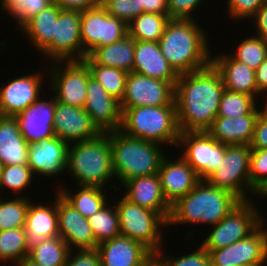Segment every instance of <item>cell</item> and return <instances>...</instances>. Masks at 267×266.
<instances>
[{
    "label": "cell",
    "mask_w": 267,
    "mask_h": 266,
    "mask_svg": "<svg viewBox=\"0 0 267 266\" xmlns=\"http://www.w3.org/2000/svg\"><path fill=\"white\" fill-rule=\"evenodd\" d=\"M143 13H155L169 15L168 0H140Z\"/></svg>",
    "instance_id": "52"
},
{
    "label": "cell",
    "mask_w": 267,
    "mask_h": 266,
    "mask_svg": "<svg viewBox=\"0 0 267 266\" xmlns=\"http://www.w3.org/2000/svg\"><path fill=\"white\" fill-rule=\"evenodd\" d=\"M112 167L122 185L135 177L156 174L163 158L161 144L132 138L120 130L109 131Z\"/></svg>",
    "instance_id": "5"
},
{
    "label": "cell",
    "mask_w": 267,
    "mask_h": 266,
    "mask_svg": "<svg viewBox=\"0 0 267 266\" xmlns=\"http://www.w3.org/2000/svg\"><path fill=\"white\" fill-rule=\"evenodd\" d=\"M30 202L20 195L10 201L0 198V231L24 228Z\"/></svg>",
    "instance_id": "38"
},
{
    "label": "cell",
    "mask_w": 267,
    "mask_h": 266,
    "mask_svg": "<svg viewBox=\"0 0 267 266\" xmlns=\"http://www.w3.org/2000/svg\"><path fill=\"white\" fill-rule=\"evenodd\" d=\"M176 105L175 86L134 72L126 78L125 94L120 102L121 112L141 106Z\"/></svg>",
    "instance_id": "13"
},
{
    "label": "cell",
    "mask_w": 267,
    "mask_h": 266,
    "mask_svg": "<svg viewBox=\"0 0 267 266\" xmlns=\"http://www.w3.org/2000/svg\"><path fill=\"white\" fill-rule=\"evenodd\" d=\"M2 168H3V164L0 162V178H1Z\"/></svg>",
    "instance_id": "58"
},
{
    "label": "cell",
    "mask_w": 267,
    "mask_h": 266,
    "mask_svg": "<svg viewBox=\"0 0 267 266\" xmlns=\"http://www.w3.org/2000/svg\"><path fill=\"white\" fill-rule=\"evenodd\" d=\"M101 266H146L155 255L142 243L118 236L97 245Z\"/></svg>",
    "instance_id": "21"
},
{
    "label": "cell",
    "mask_w": 267,
    "mask_h": 266,
    "mask_svg": "<svg viewBox=\"0 0 267 266\" xmlns=\"http://www.w3.org/2000/svg\"><path fill=\"white\" fill-rule=\"evenodd\" d=\"M51 2L62 10L82 12L96 7L100 3V0H51Z\"/></svg>",
    "instance_id": "50"
},
{
    "label": "cell",
    "mask_w": 267,
    "mask_h": 266,
    "mask_svg": "<svg viewBox=\"0 0 267 266\" xmlns=\"http://www.w3.org/2000/svg\"><path fill=\"white\" fill-rule=\"evenodd\" d=\"M255 20V27L257 29L256 36L267 41V1L258 9L256 14L252 17Z\"/></svg>",
    "instance_id": "51"
},
{
    "label": "cell",
    "mask_w": 267,
    "mask_h": 266,
    "mask_svg": "<svg viewBox=\"0 0 267 266\" xmlns=\"http://www.w3.org/2000/svg\"><path fill=\"white\" fill-rule=\"evenodd\" d=\"M256 98L244 93L224 90L220 103L218 115L220 117L235 118L247 114H259Z\"/></svg>",
    "instance_id": "37"
},
{
    "label": "cell",
    "mask_w": 267,
    "mask_h": 266,
    "mask_svg": "<svg viewBox=\"0 0 267 266\" xmlns=\"http://www.w3.org/2000/svg\"><path fill=\"white\" fill-rule=\"evenodd\" d=\"M53 129L55 136L68 144L93 139L102 133L84 108L59 101H56Z\"/></svg>",
    "instance_id": "16"
},
{
    "label": "cell",
    "mask_w": 267,
    "mask_h": 266,
    "mask_svg": "<svg viewBox=\"0 0 267 266\" xmlns=\"http://www.w3.org/2000/svg\"><path fill=\"white\" fill-rule=\"evenodd\" d=\"M155 257L163 264V266H210L211 256L201 245L194 252L182 255L177 258H170L164 255L162 249Z\"/></svg>",
    "instance_id": "44"
},
{
    "label": "cell",
    "mask_w": 267,
    "mask_h": 266,
    "mask_svg": "<svg viewBox=\"0 0 267 266\" xmlns=\"http://www.w3.org/2000/svg\"><path fill=\"white\" fill-rule=\"evenodd\" d=\"M119 214L120 235L142 243L154 255L161 249L162 227L167 222L155 211L140 207L124 196L115 204Z\"/></svg>",
    "instance_id": "7"
},
{
    "label": "cell",
    "mask_w": 267,
    "mask_h": 266,
    "mask_svg": "<svg viewBox=\"0 0 267 266\" xmlns=\"http://www.w3.org/2000/svg\"><path fill=\"white\" fill-rule=\"evenodd\" d=\"M135 40L126 35L110 45L96 48L89 57L98 65L133 72Z\"/></svg>",
    "instance_id": "30"
},
{
    "label": "cell",
    "mask_w": 267,
    "mask_h": 266,
    "mask_svg": "<svg viewBox=\"0 0 267 266\" xmlns=\"http://www.w3.org/2000/svg\"><path fill=\"white\" fill-rule=\"evenodd\" d=\"M100 4L112 15L126 24L143 13L140 0H100Z\"/></svg>",
    "instance_id": "43"
},
{
    "label": "cell",
    "mask_w": 267,
    "mask_h": 266,
    "mask_svg": "<svg viewBox=\"0 0 267 266\" xmlns=\"http://www.w3.org/2000/svg\"><path fill=\"white\" fill-rule=\"evenodd\" d=\"M110 208L107 203L102 209L88 218L96 248L100 243L120 236L119 214L115 205Z\"/></svg>",
    "instance_id": "36"
},
{
    "label": "cell",
    "mask_w": 267,
    "mask_h": 266,
    "mask_svg": "<svg viewBox=\"0 0 267 266\" xmlns=\"http://www.w3.org/2000/svg\"><path fill=\"white\" fill-rule=\"evenodd\" d=\"M120 131L132 138L176 147L180 134L176 105L127 108Z\"/></svg>",
    "instance_id": "6"
},
{
    "label": "cell",
    "mask_w": 267,
    "mask_h": 266,
    "mask_svg": "<svg viewBox=\"0 0 267 266\" xmlns=\"http://www.w3.org/2000/svg\"><path fill=\"white\" fill-rule=\"evenodd\" d=\"M83 61L89 67L91 76L104 87L110 96L121 102L125 94L128 72L98 65L89 56H86Z\"/></svg>",
    "instance_id": "34"
},
{
    "label": "cell",
    "mask_w": 267,
    "mask_h": 266,
    "mask_svg": "<svg viewBox=\"0 0 267 266\" xmlns=\"http://www.w3.org/2000/svg\"><path fill=\"white\" fill-rule=\"evenodd\" d=\"M236 49L230 56L253 70L267 58V41L256 35L242 40Z\"/></svg>",
    "instance_id": "40"
},
{
    "label": "cell",
    "mask_w": 267,
    "mask_h": 266,
    "mask_svg": "<svg viewBox=\"0 0 267 266\" xmlns=\"http://www.w3.org/2000/svg\"><path fill=\"white\" fill-rule=\"evenodd\" d=\"M263 222L247 238L210 252L214 266H264L267 263V228ZM264 228V229H263Z\"/></svg>",
    "instance_id": "15"
},
{
    "label": "cell",
    "mask_w": 267,
    "mask_h": 266,
    "mask_svg": "<svg viewBox=\"0 0 267 266\" xmlns=\"http://www.w3.org/2000/svg\"><path fill=\"white\" fill-rule=\"evenodd\" d=\"M258 211L252 199L242 201L218 224L212 226L213 230L201 246L210 253L247 238L264 222L260 215L262 213Z\"/></svg>",
    "instance_id": "8"
},
{
    "label": "cell",
    "mask_w": 267,
    "mask_h": 266,
    "mask_svg": "<svg viewBox=\"0 0 267 266\" xmlns=\"http://www.w3.org/2000/svg\"><path fill=\"white\" fill-rule=\"evenodd\" d=\"M267 181V149H251L249 183L256 192Z\"/></svg>",
    "instance_id": "45"
},
{
    "label": "cell",
    "mask_w": 267,
    "mask_h": 266,
    "mask_svg": "<svg viewBox=\"0 0 267 266\" xmlns=\"http://www.w3.org/2000/svg\"><path fill=\"white\" fill-rule=\"evenodd\" d=\"M70 248L60 237H51L31 249L28 258L40 266H66Z\"/></svg>",
    "instance_id": "35"
},
{
    "label": "cell",
    "mask_w": 267,
    "mask_h": 266,
    "mask_svg": "<svg viewBox=\"0 0 267 266\" xmlns=\"http://www.w3.org/2000/svg\"><path fill=\"white\" fill-rule=\"evenodd\" d=\"M211 64L219 72L226 90L244 93L254 98L258 96L255 70L233 59L230 53L212 57Z\"/></svg>",
    "instance_id": "27"
},
{
    "label": "cell",
    "mask_w": 267,
    "mask_h": 266,
    "mask_svg": "<svg viewBox=\"0 0 267 266\" xmlns=\"http://www.w3.org/2000/svg\"><path fill=\"white\" fill-rule=\"evenodd\" d=\"M169 19V15L144 12L127 24L128 35L135 41L158 42Z\"/></svg>",
    "instance_id": "33"
},
{
    "label": "cell",
    "mask_w": 267,
    "mask_h": 266,
    "mask_svg": "<svg viewBox=\"0 0 267 266\" xmlns=\"http://www.w3.org/2000/svg\"><path fill=\"white\" fill-rule=\"evenodd\" d=\"M16 266H40L39 264L33 262L28 257L23 258L21 261L15 264Z\"/></svg>",
    "instance_id": "54"
},
{
    "label": "cell",
    "mask_w": 267,
    "mask_h": 266,
    "mask_svg": "<svg viewBox=\"0 0 267 266\" xmlns=\"http://www.w3.org/2000/svg\"><path fill=\"white\" fill-rule=\"evenodd\" d=\"M56 194H58L59 236L67 243L70 250L74 251L72 247H76L78 250L96 249V240L88 219L75 210L59 193Z\"/></svg>",
    "instance_id": "18"
},
{
    "label": "cell",
    "mask_w": 267,
    "mask_h": 266,
    "mask_svg": "<svg viewBox=\"0 0 267 266\" xmlns=\"http://www.w3.org/2000/svg\"><path fill=\"white\" fill-rule=\"evenodd\" d=\"M257 196L267 197V181L256 191Z\"/></svg>",
    "instance_id": "55"
},
{
    "label": "cell",
    "mask_w": 267,
    "mask_h": 266,
    "mask_svg": "<svg viewBox=\"0 0 267 266\" xmlns=\"http://www.w3.org/2000/svg\"><path fill=\"white\" fill-rule=\"evenodd\" d=\"M265 104L255 122L251 149H267V102Z\"/></svg>",
    "instance_id": "49"
},
{
    "label": "cell",
    "mask_w": 267,
    "mask_h": 266,
    "mask_svg": "<svg viewBox=\"0 0 267 266\" xmlns=\"http://www.w3.org/2000/svg\"><path fill=\"white\" fill-rule=\"evenodd\" d=\"M133 72L174 86L179 76L161 53L158 42L150 41H135Z\"/></svg>",
    "instance_id": "25"
},
{
    "label": "cell",
    "mask_w": 267,
    "mask_h": 266,
    "mask_svg": "<svg viewBox=\"0 0 267 266\" xmlns=\"http://www.w3.org/2000/svg\"><path fill=\"white\" fill-rule=\"evenodd\" d=\"M77 189V193L72 195L69 192L70 190L61 187L60 190L58 189V193L87 219L102 209L107 203H110L109 199H106L105 193H103V188L80 185Z\"/></svg>",
    "instance_id": "32"
},
{
    "label": "cell",
    "mask_w": 267,
    "mask_h": 266,
    "mask_svg": "<svg viewBox=\"0 0 267 266\" xmlns=\"http://www.w3.org/2000/svg\"><path fill=\"white\" fill-rule=\"evenodd\" d=\"M80 32L83 59L96 48L110 45L128 35L127 24L109 15L100 3L96 7L81 12Z\"/></svg>",
    "instance_id": "10"
},
{
    "label": "cell",
    "mask_w": 267,
    "mask_h": 266,
    "mask_svg": "<svg viewBox=\"0 0 267 266\" xmlns=\"http://www.w3.org/2000/svg\"><path fill=\"white\" fill-rule=\"evenodd\" d=\"M84 110L101 132L120 130L122 112L120 102L110 96L92 76L89 77Z\"/></svg>",
    "instance_id": "17"
},
{
    "label": "cell",
    "mask_w": 267,
    "mask_h": 266,
    "mask_svg": "<svg viewBox=\"0 0 267 266\" xmlns=\"http://www.w3.org/2000/svg\"><path fill=\"white\" fill-rule=\"evenodd\" d=\"M182 145L181 157L206 180L223 161L227 144L216 141L207 131L180 132L176 147Z\"/></svg>",
    "instance_id": "11"
},
{
    "label": "cell",
    "mask_w": 267,
    "mask_h": 266,
    "mask_svg": "<svg viewBox=\"0 0 267 266\" xmlns=\"http://www.w3.org/2000/svg\"><path fill=\"white\" fill-rule=\"evenodd\" d=\"M15 0H1L0 4H1V9H7Z\"/></svg>",
    "instance_id": "56"
},
{
    "label": "cell",
    "mask_w": 267,
    "mask_h": 266,
    "mask_svg": "<svg viewBox=\"0 0 267 266\" xmlns=\"http://www.w3.org/2000/svg\"><path fill=\"white\" fill-rule=\"evenodd\" d=\"M52 64L48 70L51 80L49 88H52L55 100L83 108L87 97L88 80L91 76L87 64L84 61H55Z\"/></svg>",
    "instance_id": "12"
},
{
    "label": "cell",
    "mask_w": 267,
    "mask_h": 266,
    "mask_svg": "<svg viewBox=\"0 0 267 266\" xmlns=\"http://www.w3.org/2000/svg\"><path fill=\"white\" fill-rule=\"evenodd\" d=\"M61 11L60 7L52 3L20 29L38 51L42 52L52 42L55 22Z\"/></svg>",
    "instance_id": "31"
},
{
    "label": "cell",
    "mask_w": 267,
    "mask_h": 266,
    "mask_svg": "<svg viewBox=\"0 0 267 266\" xmlns=\"http://www.w3.org/2000/svg\"><path fill=\"white\" fill-rule=\"evenodd\" d=\"M224 90L222 78L212 64L179 75L175 103L180 132L207 131L218 115Z\"/></svg>",
    "instance_id": "1"
},
{
    "label": "cell",
    "mask_w": 267,
    "mask_h": 266,
    "mask_svg": "<svg viewBox=\"0 0 267 266\" xmlns=\"http://www.w3.org/2000/svg\"><path fill=\"white\" fill-rule=\"evenodd\" d=\"M241 202L231 192L200 180L187 195L171 205L167 225L206 223L214 226Z\"/></svg>",
    "instance_id": "3"
},
{
    "label": "cell",
    "mask_w": 267,
    "mask_h": 266,
    "mask_svg": "<svg viewBox=\"0 0 267 266\" xmlns=\"http://www.w3.org/2000/svg\"><path fill=\"white\" fill-rule=\"evenodd\" d=\"M146 266H163V264L154 257Z\"/></svg>",
    "instance_id": "57"
},
{
    "label": "cell",
    "mask_w": 267,
    "mask_h": 266,
    "mask_svg": "<svg viewBox=\"0 0 267 266\" xmlns=\"http://www.w3.org/2000/svg\"><path fill=\"white\" fill-rule=\"evenodd\" d=\"M66 266H101V260L97 249L71 250L66 260Z\"/></svg>",
    "instance_id": "48"
},
{
    "label": "cell",
    "mask_w": 267,
    "mask_h": 266,
    "mask_svg": "<svg viewBox=\"0 0 267 266\" xmlns=\"http://www.w3.org/2000/svg\"><path fill=\"white\" fill-rule=\"evenodd\" d=\"M267 0H228L229 16L233 19L252 18Z\"/></svg>",
    "instance_id": "46"
},
{
    "label": "cell",
    "mask_w": 267,
    "mask_h": 266,
    "mask_svg": "<svg viewBox=\"0 0 267 266\" xmlns=\"http://www.w3.org/2000/svg\"><path fill=\"white\" fill-rule=\"evenodd\" d=\"M29 145L14 117H0V162L3 165L28 164Z\"/></svg>",
    "instance_id": "29"
},
{
    "label": "cell",
    "mask_w": 267,
    "mask_h": 266,
    "mask_svg": "<svg viewBox=\"0 0 267 266\" xmlns=\"http://www.w3.org/2000/svg\"><path fill=\"white\" fill-rule=\"evenodd\" d=\"M71 144L67 151L66 170L76 180L77 187L83 185L103 188L115 177L109 132Z\"/></svg>",
    "instance_id": "4"
},
{
    "label": "cell",
    "mask_w": 267,
    "mask_h": 266,
    "mask_svg": "<svg viewBox=\"0 0 267 266\" xmlns=\"http://www.w3.org/2000/svg\"><path fill=\"white\" fill-rule=\"evenodd\" d=\"M255 78L258 89V96L267 92V58L255 70Z\"/></svg>",
    "instance_id": "53"
},
{
    "label": "cell",
    "mask_w": 267,
    "mask_h": 266,
    "mask_svg": "<svg viewBox=\"0 0 267 266\" xmlns=\"http://www.w3.org/2000/svg\"><path fill=\"white\" fill-rule=\"evenodd\" d=\"M204 1V0H203ZM202 0H168L169 18L193 19V10L201 5Z\"/></svg>",
    "instance_id": "47"
},
{
    "label": "cell",
    "mask_w": 267,
    "mask_h": 266,
    "mask_svg": "<svg viewBox=\"0 0 267 266\" xmlns=\"http://www.w3.org/2000/svg\"><path fill=\"white\" fill-rule=\"evenodd\" d=\"M33 177L32 170L28 164L3 165L0 178V189L3 190L5 187L6 189L13 190L17 194L29 186Z\"/></svg>",
    "instance_id": "41"
},
{
    "label": "cell",
    "mask_w": 267,
    "mask_h": 266,
    "mask_svg": "<svg viewBox=\"0 0 267 266\" xmlns=\"http://www.w3.org/2000/svg\"><path fill=\"white\" fill-rule=\"evenodd\" d=\"M205 34L195 19L168 20L158 44L161 53L178 75L197 71L211 64L213 54L210 53Z\"/></svg>",
    "instance_id": "2"
},
{
    "label": "cell",
    "mask_w": 267,
    "mask_h": 266,
    "mask_svg": "<svg viewBox=\"0 0 267 266\" xmlns=\"http://www.w3.org/2000/svg\"><path fill=\"white\" fill-rule=\"evenodd\" d=\"M259 114L228 118L217 116L207 132L218 142L227 145H250Z\"/></svg>",
    "instance_id": "28"
},
{
    "label": "cell",
    "mask_w": 267,
    "mask_h": 266,
    "mask_svg": "<svg viewBox=\"0 0 267 266\" xmlns=\"http://www.w3.org/2000/svg\"><path fill=\"white\" fill-rule=\"evenodd\" d=\"M28 254L24 228L0 231V261L16 264Z\"/></svg>",
    "instance_id": "39"
},
{
    "label": "cell",
    "mask_w": 267,
    "mask_h": 266,
    "mask_svg": "<svg viewBox=\"0 0 267 266\" xmlns=\"http://www.w3.org/2000/svg\"><path fill=\"white\" fill-rule=\"evenodd\" d=\"M158 175L164 197L170 205L187 195L200 181L197 173L182 157L169 161L165 156Z\"/></svg>",
    "instance_id": "24"
},
{
    "label": "cell",
    "mask_w": 267,
    "mask_h": 266,
    "mask_svg": "<svg viewBox=\"0 0 267 266\" xmlns=\"http://www.w3.org/2000/svg\"><path fill=\"white\" fill-rule=\"evenodd\" d=\"M80 26L81 12L62 10L55 22L53 40L41 53L53 62L83 61Z\"/></svg>",
    "instance_id": "14"
},
{
    "label": "cell",
    "mask_w": 267,
    "mask_h": 266,
    "mask_svg": "<svg viewBox=\"0 0 267 266\" xmlns=\"http://www.w3.org/2000/svg\"><path fill=\"white\" fill-rule=\"evenodd\" d=\"M55 106V97L50 101H43L39 97L29 107L14 116L28 144L55 137L53 129Z\"/></svg>",
    "instance_id": "19"
},
{
    "label": "cell",
    "mask_w": 267,
    "mask_h": 266,
    "mask_svg": "<svg viewBox=\"0 0 267 266\" xmlns=\"http://www.w3.org/2000/svg\"><path fill=\"white\" fill-rule=\"evenodd\" d=\"M28 145V166L33 174L53 177L66 171L68 143L55 136Z\"/></svg>",
    "instance_id": "20"
},
{
    "label": "cell",
    "mask_w": 267,
    "mask_h": 266,
    "mask_svg": "<svg viewBox=\"0 0 267 266\" xmlns=\"http://www.w3.org/2000/svg\"><path fill=\"white\" fill-rule=\"evenodd\" d=\"M250 156V145H228L223 161L206 180L213 187L231 192L241 201H249L246 193L256 194L249 183Z\"/></svg>",
    "instance_id": "9"
},
{
    "label": "cell",
    "mask_w": 267,
    "mask_h": 266,
    "mask_svg": "<svg viewBox=\"0 0 267 266\" xmlns=\"http://www.w3.org/2000/svg\"><path fill=\"white\" fill-rule=\"evenodd\" d=\"M24 230L28 252L46 239L59 236L57 197L52 206L33 204L31 201Z\"/></svg>",
    "instance_id": "26"
},
{
    "label": "cell",
    "mask_w": 267,
    "mask_h": 266,
    "mask_svg": "<svg viewBox=\"0 0 267 266\" xmlns=\"http://www.w3.org/2000/svg\"><path fill=\"white\" fill-rule=\"evenodd\" d=\"M52 4L51 0H15L6 10L21 29L31 18Z\"/></svg>",
    "instance_id": "42"
},
{
    "label": "cell",
    "mask_w": 267,
    "mask_h": 266,
    "mask_svg": "<svg viewBox=\"0 0 267 266\" xmlns=\"http://www.w3.org/2000/svg\"><path fill=\"white\" fill-rule=\"evenodd\" d=\"M42 76L38 73L27 74L8 81L0 88V110L3 116L14 117L29 107L41 95Z\"/></svg>",
    "instance_id": "22"
},
{
    "label": "cell",
    "mask_w": 267,
    "mask_h": 266,
    "mask_svg": "<svg viewBox=\"0 0 267 266\" xmlns=\"http://www.w3.org/2000/svg\"><path fill=\"white\" fill-rule=\"evenodd\" d=\"M125 195L130 202L157 212L166 222L171 213V205L164 197L158 173L135 177L123 184Z\"/></svg>",
    "instance_id": "23"
}]
</instances>
